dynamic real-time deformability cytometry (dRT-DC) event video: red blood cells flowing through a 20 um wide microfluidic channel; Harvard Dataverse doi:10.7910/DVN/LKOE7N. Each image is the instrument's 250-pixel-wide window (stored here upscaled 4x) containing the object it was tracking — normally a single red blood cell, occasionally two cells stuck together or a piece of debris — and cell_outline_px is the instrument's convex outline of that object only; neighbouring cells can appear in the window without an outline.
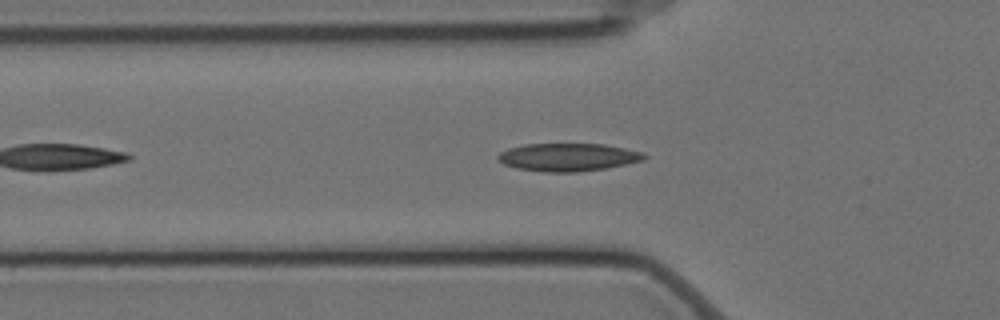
{"species": "Egyptian fruit bat (a non-hibernating species)", "species_latin": "Rousettus aegyptiacus", "temperature_condition": "cold", "stored_images_in_passage": 47, "camera_frame_rate_fps": 3000, "um_per_image_px": 0.085, "animal": {"sex": "female"}, "frame": {"image": 1, "passage_image": 8, "time_ms": 2.333, "image_size_px": [1000, 320], "cell_outline_px": [[648, 156], [644, 160], [608, 168], [576, 172], [544, 172], [516, 168], [504, 164], [496, 160], [496, 156], [500, 152], [508, 148], [524, 144], [604, 144], [644, 152]], "centroid_in_image_um": [48.27, 13.36], "position_along_channel_um": 77.5, "area_um2": 23.99}}
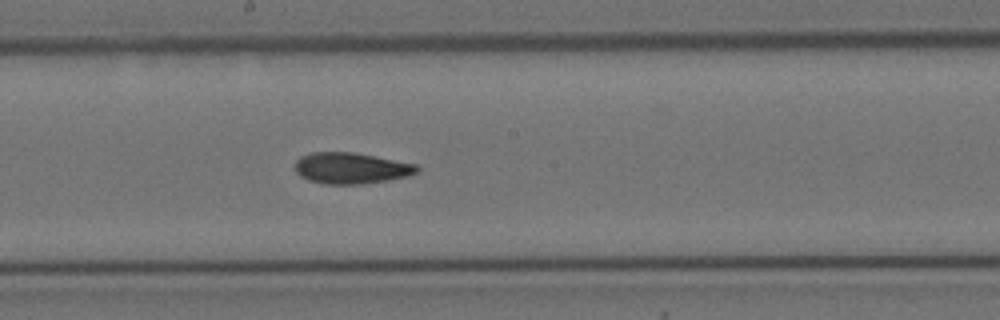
{"frame": {"image": 2, "passage_image": 20, "time_ms": 6.333, "image_size_px": [1000, 320], "cell_outline_px": [[420, 168], [416, 172], [408, 176], [388, 180], [360, 184], [324, 184], [308, 180], [300, 176], [296, 172], [296, 160], [300, 156], [312, 152], [352, 152], [416, 164]], "centroid_in_image_um": [29.81, 14.29], "position_along_channel_um": 218.4, "area_um2": 22.02}}
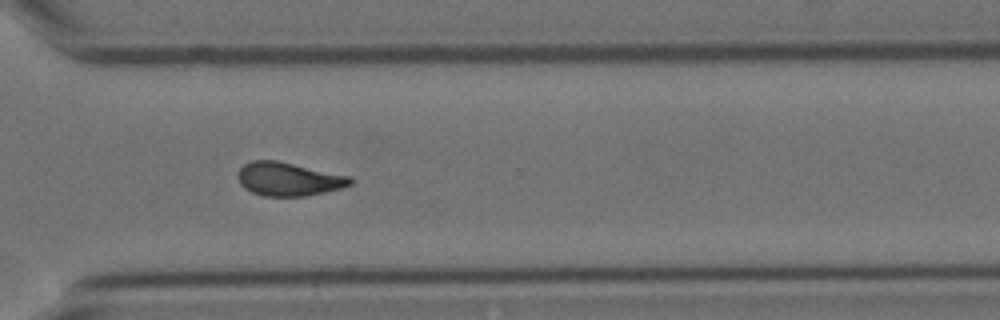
{"frame": {"image": 3, "passage_image": 31, "time_ms": 10.0, "image_size_px": [1000, 320], "cell_outline_px": [[352, 184], [340, 188], [324, 192], [304, 196], [264, 196], [252, 192], [244, 188], [240, 184], [236, 176], [236, 172], [244, 164], [252, 160], [276, 160], [352, 176]], "centroid_in_image_um": [24.5, 15.21], "position_along_channel_um": 346.1, "area_um2": 22.08}, "authors_computed_cell_mechanics": {"area_um2": 22.0218, "velocity_mm_per_s": 3.5024, "shape_relaxation_time_tau1_ms": 9.2558, "shape_relaxation_time_tau2_ms": 5.0237, "deformation_change_tau1": 0.1988, "deformation_change_tau2": 0.1011}}